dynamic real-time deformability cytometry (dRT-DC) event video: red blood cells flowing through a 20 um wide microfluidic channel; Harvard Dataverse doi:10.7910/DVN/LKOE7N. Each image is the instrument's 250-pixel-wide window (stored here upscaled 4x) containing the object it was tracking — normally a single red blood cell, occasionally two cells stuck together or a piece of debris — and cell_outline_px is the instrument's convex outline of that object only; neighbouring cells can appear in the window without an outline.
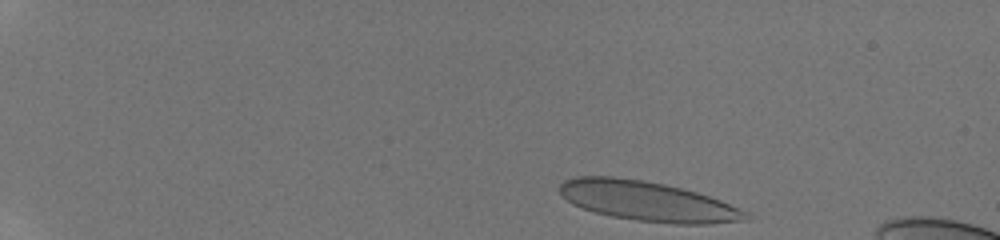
{"species": "human", "species_latin": "Homo sapiens", "temperature_condition": "room temperature", "stored_images_in_passage": 13, "camera_frame_rate_fps": 3000, "um_per_image_px": 0.085, "donor": {"sex": "male"}, "frame": {"image": 1, "passage_image": 1, "time_ms": 0.0, "image_size_px": [1000, 240], "cell_outline_px": [[748, 220], [708, 224], [676, 224], [636, 220], [612, 216], [596, 212], [572, 204], [560, 192], [560, 184], [564, 180], [576, 176], [612, 176], [644, 180], [664, 184], [696, 192], [720, 200], [748, 212]], "centroid_in_image_um": [55.04, 17.1], "position_along_channel_um": 30.0, "area_um2": 42.83}}
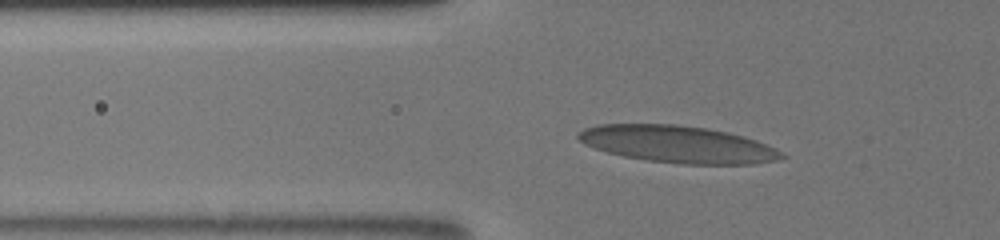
{"frame": {"image": 2, "passage_image": 8, "time_ms": 3.667, "image_size_px": [1000, 240], "cell_outline_px": [[788, 156], [780, 160], [752, 164], [680, 164], [648, 160], [624, 156], [608, 152], [584, 144], [576, 136], [576, 132], [584, 128], [596, 124], [676, 124], [708, 128], [728, 132], [744, 136], [756, 140], [776, 148], [784, 152]], "centroid_in_image_um": [57.65, 12.26], "position_along_channel_um": 68.2, "area_um2": 44.22}}
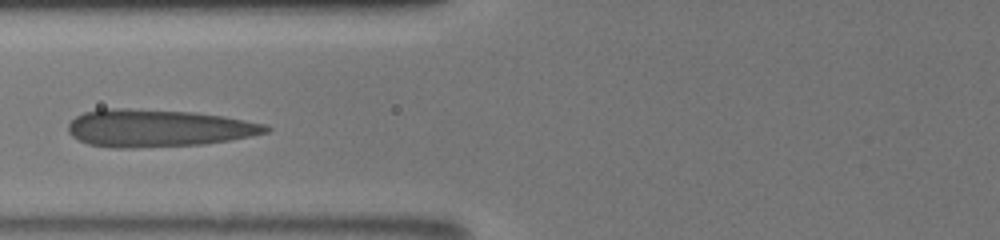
{"frame": {"image": 3, "passage_image": 12, "time_ms": 5.0, "image_size_px": [1000, 240], "cell_outline_px": [[272, 128], [268, 132], [228, 140], [204, 144], [132, 148], [116, 148], [88, 144], [72, 136], [68, 132], [68, 124], [76, 116], [84, 112], [104, 108], [128, 108], [196, 112], [224, 116], [268, 124]], "centroid_in_image_um": [13.43, 10.88], "position_along_channel_um": 112.4, "area_um2": 43.29}}